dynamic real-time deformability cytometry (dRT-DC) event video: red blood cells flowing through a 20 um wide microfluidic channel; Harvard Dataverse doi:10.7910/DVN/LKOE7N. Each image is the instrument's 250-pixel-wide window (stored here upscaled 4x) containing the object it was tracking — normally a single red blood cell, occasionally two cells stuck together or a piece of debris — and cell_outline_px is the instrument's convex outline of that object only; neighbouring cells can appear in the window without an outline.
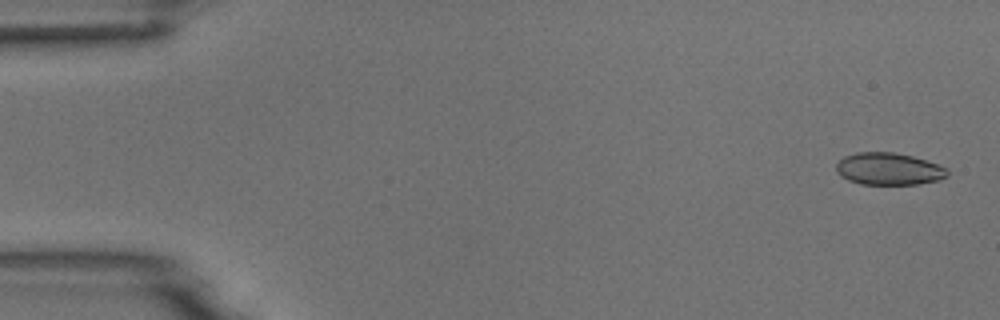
{"species": "common noctule bat (a hibernating species)", "species_latin": "Nyctalus noctula", "temperature_condition": "room temperature", "stored_images_in_passage": 5, "camera_frame_rate_fps": 3000, "um_per_image_px": 0.085, "animal": {"sex": "male", "body_mass_g": 18.8}, "frame": {"image": 1, "passage_image": 1, "time_ms": 0.0, "image_size_px": [1000, 320], "cell_outline_px": [[948, 176], [940, 180], [916, 184], [860, 184], [848, 180], [840, 176], [836, 172], [836, 164], [844, 156], [856, 152], [892, 152], [912, 156], [948, 168]], "centroid_in_image_um": [75.52, 14.36], "position_along_channel_um": 9.5, "area_um2": 20.87}}